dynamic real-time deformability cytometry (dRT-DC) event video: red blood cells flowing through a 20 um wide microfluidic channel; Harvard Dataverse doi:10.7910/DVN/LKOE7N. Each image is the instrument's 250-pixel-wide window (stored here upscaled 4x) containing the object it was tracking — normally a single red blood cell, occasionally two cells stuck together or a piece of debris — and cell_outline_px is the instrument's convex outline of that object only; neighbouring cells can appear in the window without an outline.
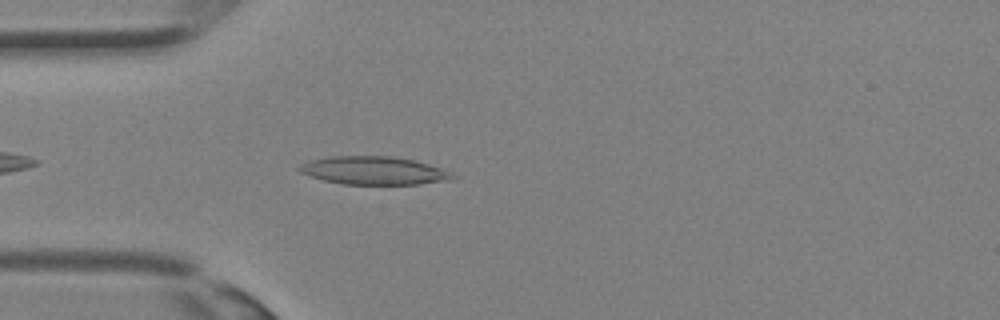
{"species": "Egyptian fruit bat (a non-hibernating species)", "species_latin": "Rousettus aegyptiacus", "temperature_condition": "room temperature", "stored_images_in_passage": 28, "camera_frame_rate_fps": 3000, "um_per_image_px": 0.085, "animal": {"sex": "female"}, "frame": {"image": 1, "passage_image": 3, "time_ms": 0.667, "image_size_px": [1000, 320], "cell_outline_px": [[456, 176], [452, 180], [420, 184], [344, 184], [324, 180], [300, 172], [296, 168], [300, 164], [308, 160], [332, 156], [392, 156], [416, 160], [452, 172]], "centroid_in_image_um": [31.79, 14.49], "position_along_channel_um": 53.2, "area_um2": 25.2}}
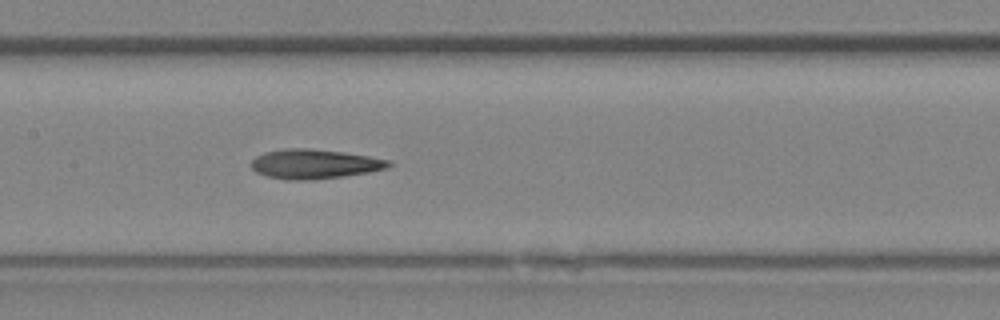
{"frame": {"image": 2, "passage_image": 10, "time_ms": 3.0, "image_size_px": [1000, 320], "cell_outline_px": [[392, 164], [388, 168], [368, 172], [344, 176], [304, 180], [292, 180], [268, 176], [256, 172], [252, 168], [252, 160], [256, 156], [264, 152], [284, 148], [308, 148], [344, 152], [392, 160]], "centroid_in_image_um": [26.75, 13.92], "position_along_channel_um": 180.7, "area_um2": 23.52}}
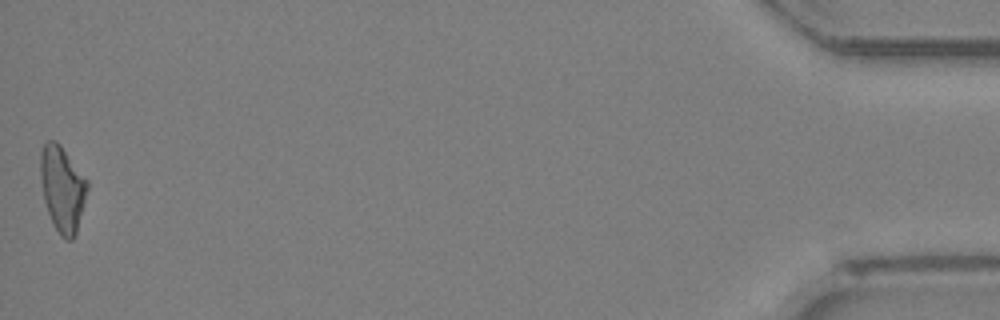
{"frame": {"image": 3, "passage_image": 28, "time_ms": 9.0, "image_size_px": [1000, 320], "cell_outline_px": [[88, 188], [76, 232], [72, 240], [64, 240], [60, 236], [52, 224], [44, 200], [40, 176], [40, 152], [44, 144], [48, 140], [56, 140], [60, 144], [88, 180]], "centroid_in_image_um": [5.29, 16.04], "position_along_channel_um": 429.9, "area_um2": 23.41}}